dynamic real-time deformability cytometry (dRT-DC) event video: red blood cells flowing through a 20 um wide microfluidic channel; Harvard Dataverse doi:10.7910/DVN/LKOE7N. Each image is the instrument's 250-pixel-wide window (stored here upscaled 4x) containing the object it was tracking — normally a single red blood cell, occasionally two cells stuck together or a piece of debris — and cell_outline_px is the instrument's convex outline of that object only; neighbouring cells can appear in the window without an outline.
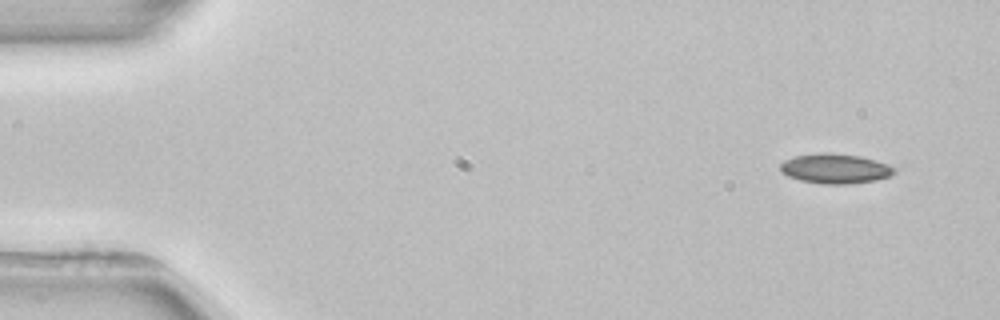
{"species": "common noctule bat (a hibernating species)", "species_latin": "Nyctalus noctula", "temperature_condition": "room temperature", "stored_images_in_passage": 4, "camera_frame_rate_fps": 3000, "um_per_image_px": 0.085, "animal": {"sex": "female", "body_mass_g": 22.7, "forearm_length_mm": 54.2}, "frame": {"image": 1, "passage_image": 1, "time_ms": 0.0, "image_size_px": [1000, 320], "cell_outline_px": [[896, 172], [888, 176], [876, 180], [848, 184], [824, 184], [800, 180], [788, 176], [780, 172], [780, 164], [784, 160], [792, 156], [820, 152], [824, 152], [860, 156], [876, 160], [888, 164], [896, 168]], "centroid_in_image_um": [70.97, 14.32], "position_along_channel_um": 14.0, "area_um2": 19.94}}
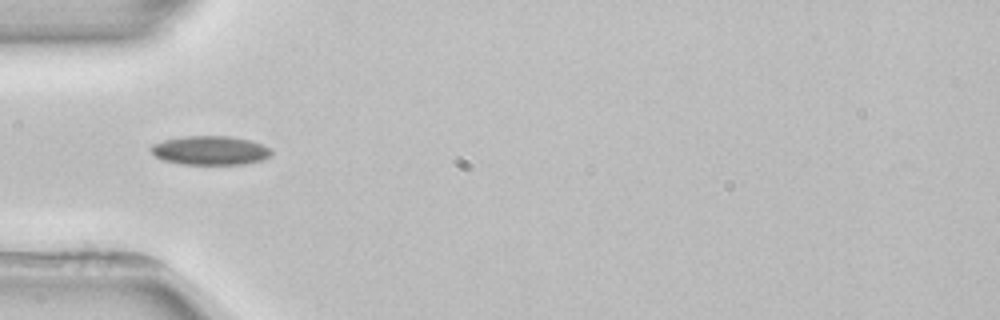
{"frame": {"image": 2, "passage_image": 4, "time_ms": 4.333, "image_size_px": [1000, 320], "cell_outline_px": [[272, 152], [268, 156], [260, 160], [244, 164], [184, 164], [164, 160], [156, 156], [148, 148], [152, 144], [164, 140], [184, 136], [228, 136], [252, 140], [268, 148]], "centroid_in_image_um": [17.83, 12.78], "position_along_channel_um": 67.2, "area_um2": 20.11}}